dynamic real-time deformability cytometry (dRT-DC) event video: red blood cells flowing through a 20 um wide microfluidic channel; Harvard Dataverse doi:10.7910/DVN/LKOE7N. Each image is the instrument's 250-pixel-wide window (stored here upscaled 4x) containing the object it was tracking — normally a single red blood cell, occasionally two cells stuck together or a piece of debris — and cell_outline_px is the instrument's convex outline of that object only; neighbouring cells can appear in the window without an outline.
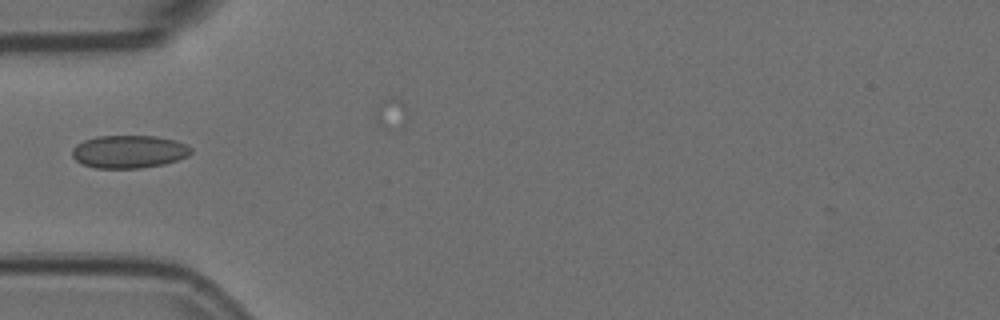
{"species": "Egyptian fruit bat (a non-hibernating species)", "species_latin": "Rousettus aegyptiacus", "temperature_condition": "room temperature", "stored_images_in_passage": 5, "camera_frame_rate_fps": 3000, "um_per_image_px": 0.085, "animal": {"sex": "female"}, "frame": {"image": 1, "passage_image": 1, "time_ms": 0.0, "image_size_px": [1000, 320], "cell_outline_px": [[192, 152], [188, 156], [164, 164], [140, 168], [96, 168], [84, 164], [76, 160], [72, 156], [72, 148], [76, 144], [84, 140], [96, 136], [156, 136], [176, 140], [188, 144], [192, 148]], "centroid_in_image_um": [10.98, 12.88], "position_along_channel_um": 74.0, "area_um2": 22.89}}
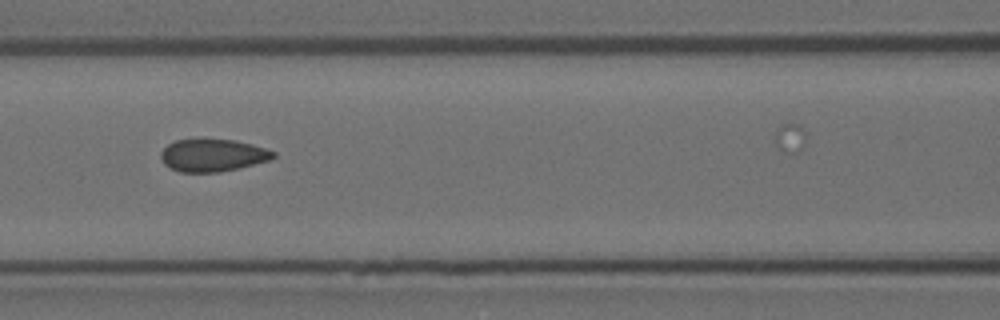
{"frame": {"image": 2, "passage_image": 3, "time_ms": 0.667, "image_size_px": [1000, 320], "cell_outline_px": [[276, 156], [268, 160], [220, 172], [180, 172], [164, 164], [160, 156], [160, 152], [168, 144], [176, 140], [236, 140], [252, 144], [276, 152]], "centroid_in_image_um": [18.06, 13.2], "position_along_channel_um": 148.5, "area_um2": 20.92}}
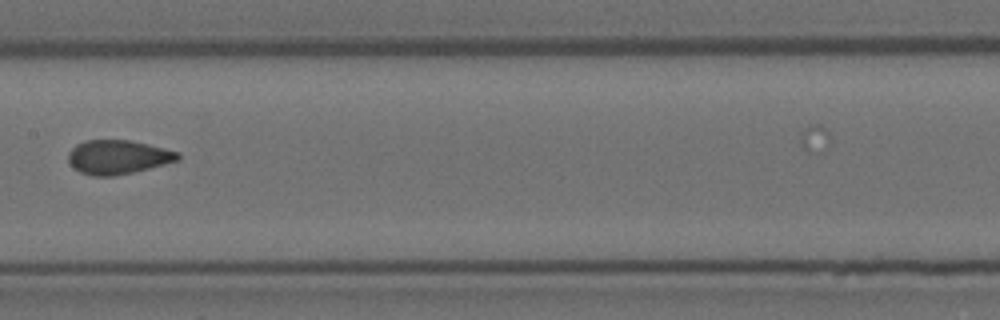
{"frame": {"image": 3, "passage_image": 4, "time_ms": 1.0, "image_size_px": [1000, 320], "cell_outline_px": [[180, 156], [176, 160], [148, 168], [132, 172], [112, 176], [92, 176], [80, 172], [68, 160], [68, 152], [76, 144], [84, 140], [128, 140], [148, 144], [180, 152]], "centroid_in_image_um": [9.99, 13.34], "position_along_channel_um": 197.4, "area_um2": 21.44}}